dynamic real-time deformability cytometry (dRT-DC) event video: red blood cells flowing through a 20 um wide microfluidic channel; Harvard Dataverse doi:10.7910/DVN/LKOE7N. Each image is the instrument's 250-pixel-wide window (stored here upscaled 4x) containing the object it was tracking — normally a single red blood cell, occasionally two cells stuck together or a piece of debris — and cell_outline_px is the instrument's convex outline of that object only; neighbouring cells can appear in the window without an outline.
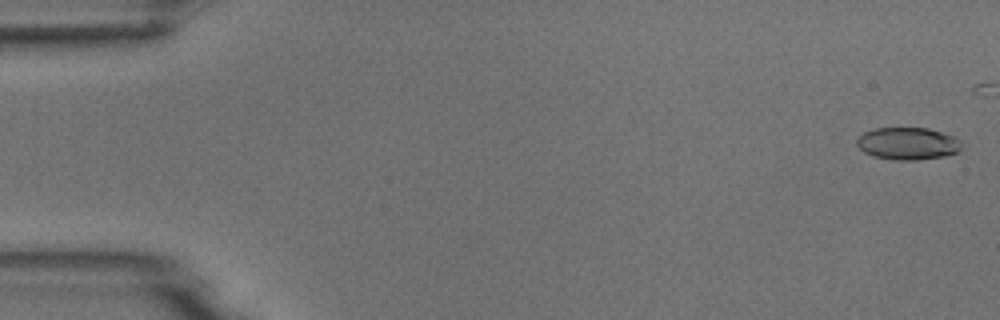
{"species": "common noctule bat (a hibernating species)", "species_latin": "Nyctalus noctula", "temperature_condition": "room temperature", "stored_images_in_passage": 6, "camera_frame_rate_fps": 3000, "um_per_image_px": 0.085, "animal": {"sex": "male", "body_mass_g": 18.8}, "frame": {"image": 1, "passage_image": 1, "time_ms": 0.0, "image_size_px": [1000, 320], "cell_outline_px": [[964, 148], [956, 152], [944, 156], [916, 160], [896, 160], [872, 156], [864, 152], [856, 144], [856, 140], [864, 132], [876, 128], [928, 128], [956, 136], [960, 140]], "centroid_in_image_um": [77.19, 12.2], "position_along_channel_um": 7.8, "area_um2": 19.88}}
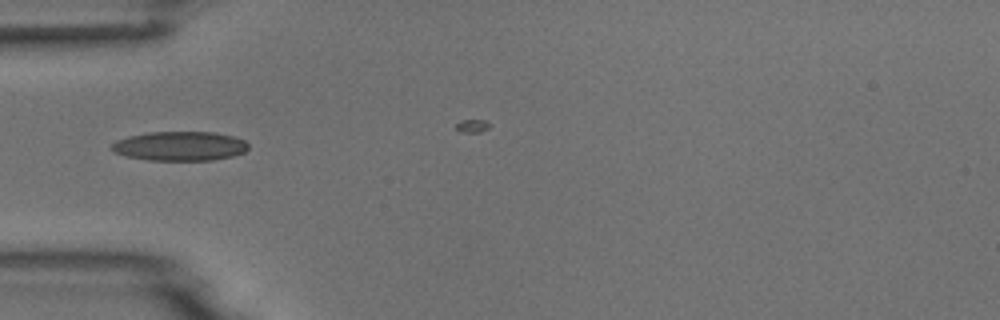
{"frame": {"image": 2, "passage_image": 5, "time_ms": 5.333, "image_size_px": [1000, 320], "cell_outline_px": [[248, 148], [244, 152], [232, 156], [212, 160], [148, 160], [128, 156], [116, 152], [112, 148], [112, 144], [116, 140], [128, 136], [148, 132], [212, 132], [232, 136], [244, 140], [248, 144]], "centroid_in_image_um": [15.3, 12.41], "position_along_channel_um": 69.7, "area_um2": 23.12}}